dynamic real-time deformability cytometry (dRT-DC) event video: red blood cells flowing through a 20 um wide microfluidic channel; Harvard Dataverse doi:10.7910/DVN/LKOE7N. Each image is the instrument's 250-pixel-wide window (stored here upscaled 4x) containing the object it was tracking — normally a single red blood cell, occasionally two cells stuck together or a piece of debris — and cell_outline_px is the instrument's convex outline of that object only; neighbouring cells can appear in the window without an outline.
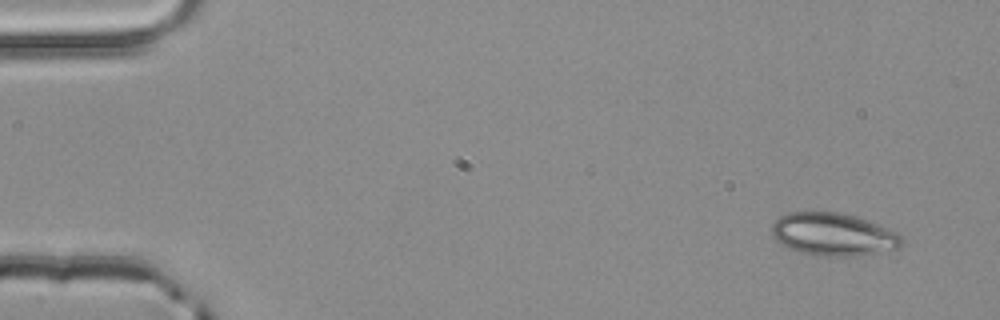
{"species": "common noctule bat (a hibernating species)", "species_latin": "Nyctalus noctula", "temperature_condition": "room temperature", "stored_images_in_passage": 4, "camera_frame_rate_fps": 3000, "um_per_image_px": 0.085, "animal": {"sex": "male", "body_mass_g": 20.4}, "frame": {"image": 1, "passage_image": 1, "time_ms": 0.0, "image_size_px": [1000, 320], "cell_outline_px": [[904, 244], [900, 248], [856, 256], [812, 256], [796, 252], [780, 244], [772, 236], [772, 224], [780, 216], [788, 212], [840, 212], [856, 216], [900, 232], [904, 236]], "centroid_in_image_um": [70.86, 19.93], "position_along_channel_um": 14.1, "area_um2": 33.06}}